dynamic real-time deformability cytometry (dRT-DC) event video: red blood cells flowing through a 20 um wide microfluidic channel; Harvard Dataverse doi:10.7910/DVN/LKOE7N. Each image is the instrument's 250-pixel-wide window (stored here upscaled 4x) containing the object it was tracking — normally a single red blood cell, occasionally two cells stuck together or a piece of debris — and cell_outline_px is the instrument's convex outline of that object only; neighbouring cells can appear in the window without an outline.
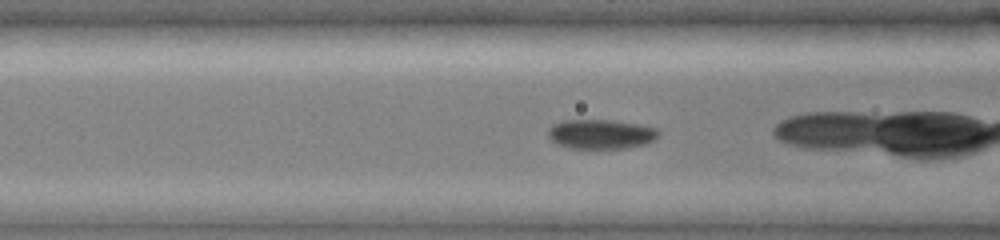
{"species": "common noctule bat (a hibernating species)", "species_latin": "Nyctalus noctula", "temperature_condition": "cold", "stored_images_in_passage": 34, "camera_frame_rate_fps": 3000, "um_per_image_px": 0.085, "animal": {"sex": "female", "body_mass_g": 19.0, "forearm_length_mm": 51.5}, "frame": {"image": 1, "passage_image": 7, "time_ms": 2.0, "image_size_px": [1000, 240], "cell_outline_px": [[660, 136], [656, 140], [648, 144], [628, 148], [572, 148], [556, 144], [548, 136], [548, 128], [552, 124], [564, 120], [612, 120], [640, 124], [656, 128], [660, 132]], "centroid_in_image_um": [51.12, 11.4], "position_along_channel_um": 115.5, "area_um2": 19.31}}
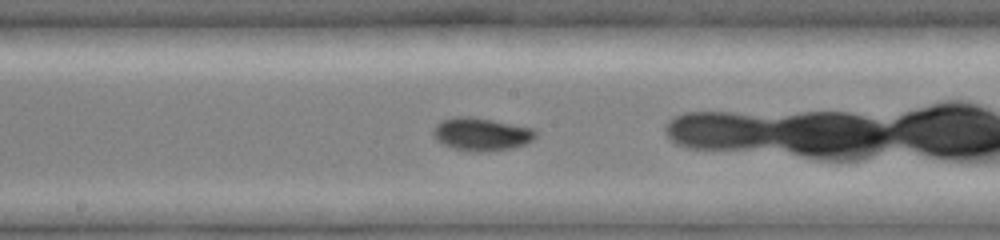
{"frame": {"image": 2, "passage_image": 14, "time_ms": 4.333, "image_size_px": [1000, 240], "cell_outline_px": [[536, 136], [532, 140], [524, 144], [512, 148], [480, 152], [472, 152], [456, 148], [444, 144], [436, 140], [432, 136], [432, 128], [436, 124], [452, 116], [468, 116], [492, 120], [532, 128], [536, 132]], "centroid_in_image_um": [40.87, 11.4], "position_along_channel_um": 207.3, "area_um2": 19.54}}
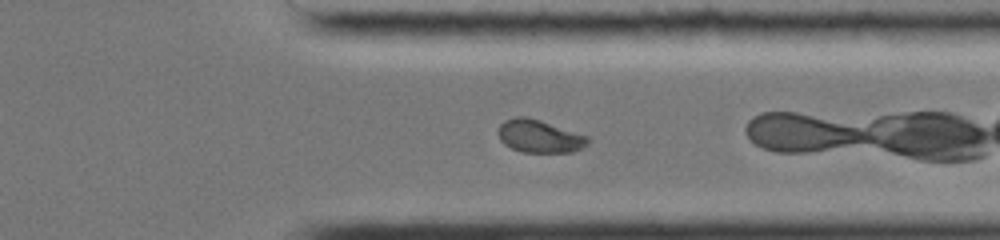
{"frame": {"image": 3, "passage_image": 26, "time_ms": 8.333, "image_size_px": [1000, 240], "cell_outline_px": [[588, 144], [572, 152], [524, 152], [512, 148], [504, 144], [500, 140], [496, 132], [500, 124], [504, 120], [516, 116], [528, 116], [588, 136]], "centroid_in_image_um": [45.8, 11.56], "position_along_channel_um": 365.6, "area_um2": 17.17}}